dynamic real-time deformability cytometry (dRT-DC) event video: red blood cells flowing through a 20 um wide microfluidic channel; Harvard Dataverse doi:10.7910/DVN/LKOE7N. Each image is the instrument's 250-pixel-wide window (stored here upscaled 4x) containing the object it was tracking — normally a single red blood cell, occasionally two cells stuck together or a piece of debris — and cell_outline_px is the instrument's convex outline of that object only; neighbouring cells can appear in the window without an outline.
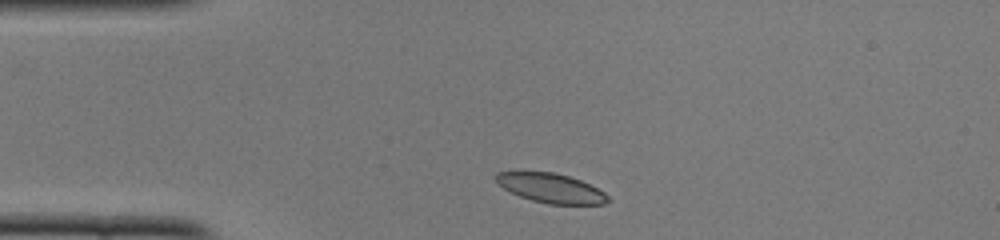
{"species": "common noctule bat (a hibernating species)", "species_latin": "Nyctalus noctula", "temperature_condition": "cold", "stored_images_in_passage": 42, "camera_frame_rate_fps": 3000, "um_per_image_px": 0.085, "animal": {"sex": "female", "body_mass_g": 22.0, "forearm_length_mm": 56.7}, "frame": {"image": 1, "passage_image": 3, "time_ms": 0.667, "image_size_px": [1000, 240], "cell_outline_px": [[612, 200], [604, 204], [548, 204], [532, 200], [520, 196], [504, 188], [492, 176], [496, 172], [552, 172], [568, 176], [580, 180], [604, 192]], "centroid_in_image_um": [46.84, 15.99], "position_along_channel_um": 38.2, "area_um2": 18.96}}
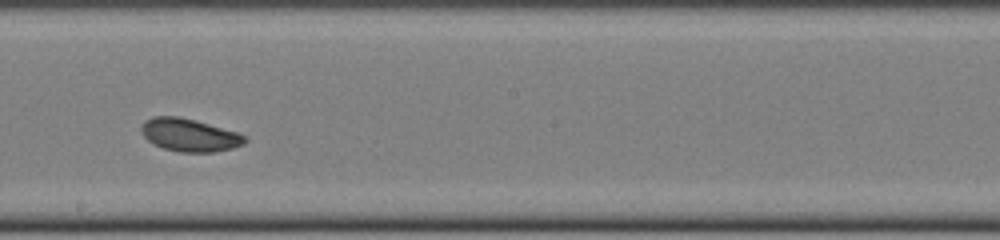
{"frame": {"image": 2, "passage_image": 20, "time_ms": 6.333, "image_size_px": [1000, 240], "cell_outline_px": [[248, 140], [244, 144], [232, 148], [212, 152], [180, 152], [164, 148], [152, 144], [144, 136], [140, 128], [140, 124], [144, 120], [152, 116], [180, 116], [236, 132], [244, 136]], "centroid_in_image_um": [16.05, 11.47], "position_along_channel_um": 232.2, "area_um2": 19.77}}
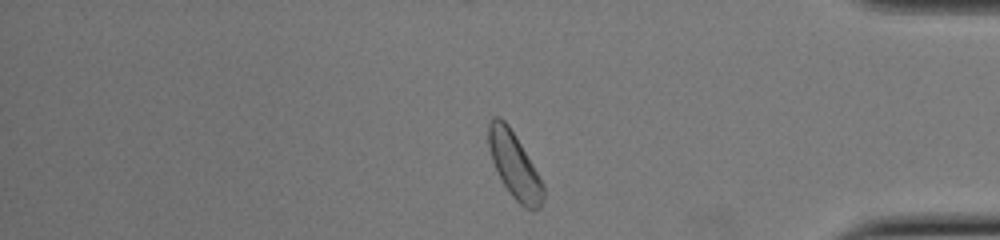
{"frame": {"image": 3, "passage_image": 34, "time_ms": 11.0, "image_size_px": [1000, 240], "cell_outline_px": [[544, 196], [540, 208], [532, 212], [524, 208], [512, 196], [504, 184], [492, 160], [488, 144], [488, 124], [492, 116], [500, 116], [508, 124], [516, 136], [544, 184]], "centroid_in_image_um": [43.74, 14.05], "position_along_channel_um": 391.5, "area_um2": 20.92}, "authors_computed_cell_mechanics": {"area_um2": 20.2589, "velocity_mm_per_s": 3.939, "shape_relaxation_time_tau1_ms": 7.7046, "shape_relaxation_time_tau2_ms": 2.1962, "deformation_change_tau1": 0.145, "deformation_change_tau2": 0.0618}}